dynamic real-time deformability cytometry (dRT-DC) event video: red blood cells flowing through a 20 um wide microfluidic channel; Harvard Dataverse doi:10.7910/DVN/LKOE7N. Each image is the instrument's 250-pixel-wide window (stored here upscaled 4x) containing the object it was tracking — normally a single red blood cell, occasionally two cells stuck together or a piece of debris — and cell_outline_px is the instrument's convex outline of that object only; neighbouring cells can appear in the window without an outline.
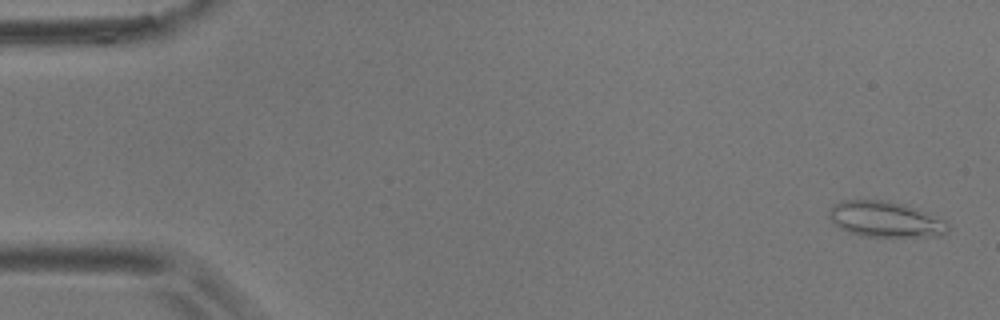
{"species": "common noctule bat (a hibernating species)", "species_latin": "Nyctalus noctula", "temperature_condition": "room temperature", "stored_images_in_passage": 7, "camera_frame_rate_fps": 3000, "um_per_image_px": 0.085, "animal": {"sex": "male", "body_mass_g": 17.9}, "frame": {"image": 1, "passage_image": 1, "time_ms": 0.0, "image_size_px": [1000, 320], "cell_outline_px": [[948, 228], [940, 236], [860, 236], [848, 232], [840, 228], [828, 216], [828, 208], [832, 204], [840, 200], [888, 200], [904, 204], [928, 212], [948, 220]], "centroid_in_image_um": [75.24, 18.62], "position_along_channel_um": 9.8, "area_um2": 25.03}}
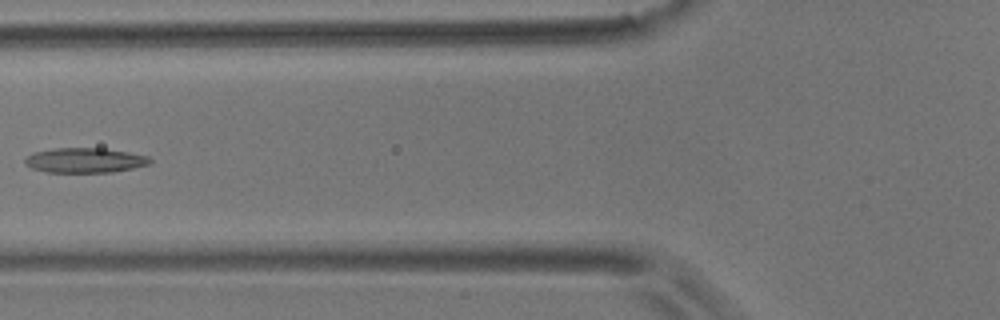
{"frame": {"image": 2, "passage_image": 6, "time_ms": 1.667, "image_size_px": [1000, 320], "cell_outline_px": [[152, 160], [148, 164], [132, 168], [112, 172], [48, 172], [32, 168], [24, 164], [24, 160], [32, 152], [56, 148], [104, 148], [128, 152], [148, 156]], "centroid_in_image_um": [7.19, 13.62], "position_along_channel_um": 118.6, "area_um2": 18.03}}
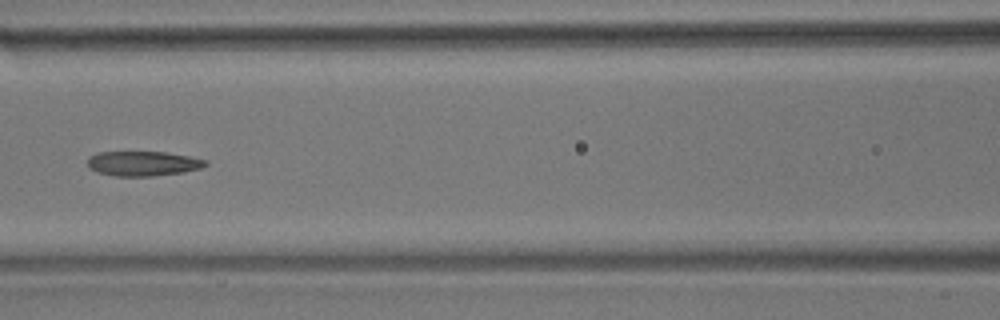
{"frame": {"image": 3, "passage_image": 7, "time_ms": 2.0, "image_size_px": [1000, 320], "cell_outline_px": [[208, 164], [200, 168], [184, 172], [152, 176], [116, 176], [96, 172], [88, 168], [88, 156], [96, 152], [164, 152], [188, 156], [208, 160]], "centroid_in_image_um": [12.13, 13.9], "position_along_channel_um": 154.5, "area_um2": 17.11}}